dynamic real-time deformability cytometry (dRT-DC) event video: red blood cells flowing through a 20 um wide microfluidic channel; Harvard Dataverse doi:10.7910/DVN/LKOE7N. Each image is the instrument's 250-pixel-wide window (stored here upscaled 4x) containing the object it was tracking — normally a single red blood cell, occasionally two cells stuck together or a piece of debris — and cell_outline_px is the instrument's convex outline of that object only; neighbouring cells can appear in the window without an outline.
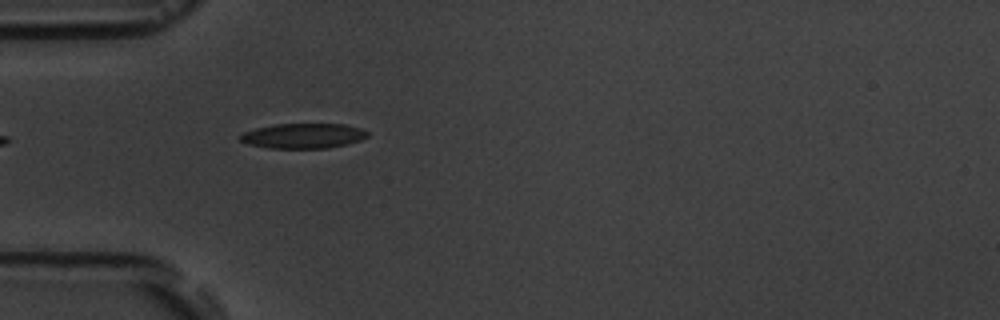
{"species": "common noctule bat (a hibernating species)", "species_latin": "Nyctalus noctula", "temperature_condition": "room temperature", "stored_images_in_passage": 4, "camera_frame_rate_fps": 3000, "um_per_image_px": 0.085, "animal": {"sex": "male", "body_mass_g": 19.5, "forearm_length_mm": 54.6}, "frame": {"image": 1, "passage_image": 4, "time_ms": 4.333, "image_size_px": [1000, 320], "cell_outline_px": [[368, 136], [360, 140], [348, 144], [328, 148], [268, 148], [248, 144], [240, 140], [240, 136], [244, 132], [256, 128], [276, 124], [344, 124], [360, 128], [368, 132]], "centroid_in_image_um": [25.79, 11.55], "position_along_channel_um": 59.2, "area_um2": 18.5}}